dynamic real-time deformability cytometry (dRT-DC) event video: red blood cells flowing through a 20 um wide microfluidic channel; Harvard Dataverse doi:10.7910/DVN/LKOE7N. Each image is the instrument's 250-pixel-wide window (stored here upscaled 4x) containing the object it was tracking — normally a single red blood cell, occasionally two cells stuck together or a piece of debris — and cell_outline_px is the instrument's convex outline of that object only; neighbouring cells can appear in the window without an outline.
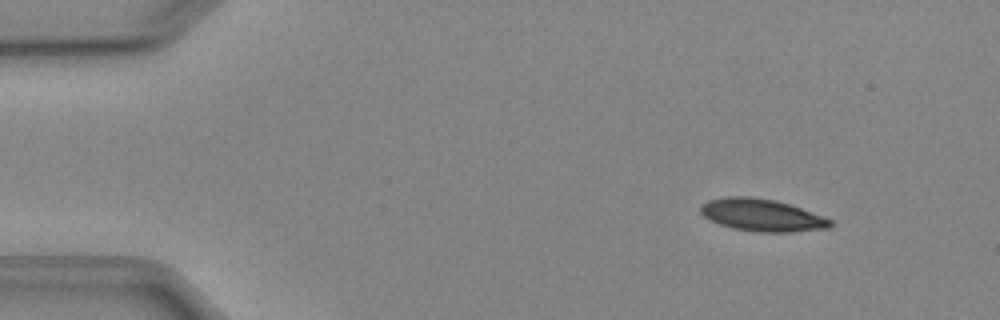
{"species": "Egyptian fruit bat (a non-hibernating species)", "species_latin": "Rousettus aegyptiacus", "temperature_condition": "cold", "stored_images_in_passage": 6, "camera_frame_rate_fps": 3000, "um_per_image_px": 0.085, "animal": {"sex": "female"}, "frame": {"image": 1, "passage_image": 2, "time_ms": 1.333, "image_size_px": [1000, 320], "cell_outline_px": [[832, 224], [828, 228], [788, 232], [756, 232], [732, 228], [720, 224], [704, 216], [700, 212], [700, 204], [708, 200], [728, 196], [752, 196], [776, 200], [824, 216], [832, 220]], "centroid_in_image_um": [64.74, 18.27], "position_along_channel_um": 20.3, "area_um2": 24.39}}